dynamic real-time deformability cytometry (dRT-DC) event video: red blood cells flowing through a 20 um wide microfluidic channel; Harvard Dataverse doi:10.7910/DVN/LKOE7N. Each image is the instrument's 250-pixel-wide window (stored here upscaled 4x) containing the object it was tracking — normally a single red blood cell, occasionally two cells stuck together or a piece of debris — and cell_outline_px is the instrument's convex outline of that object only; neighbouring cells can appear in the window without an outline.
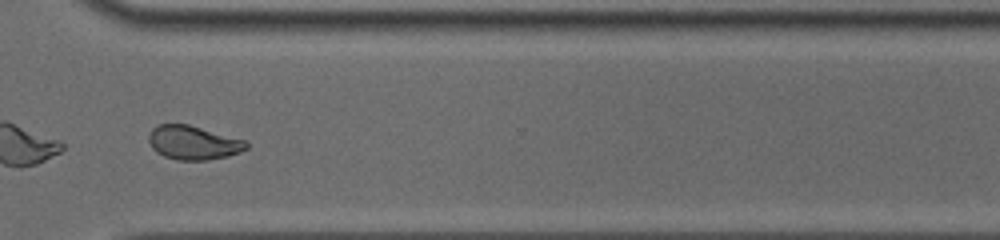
{"species": "common noctule bat (a hibernating species)", "species_latin": "Nyctalus noctula", "temperature_condition": "cold", "stored_images_in_passage": 28, "camera_frame_rate_fps": 3000, "um_per_image_px": 0.085, "animal": {"sex": "male", "body_mass_g": 19.0, "forearm_length_mm": 50.8}, "frame": {"image": 1, "passage_image": 24, "time_ms": 7.667, "image_size_px": [1000, 240], "cell_outline_px": [[248, 148], [240, 152], [228, 156], [208, 160], [176, 160], [164, 156], [156, 152], [152, 148], [148, 140], [148, 136], [152, 128], [156, 124], [188, 124], [248, 140]], "centroid_in_image_um": [16.44, 12.12], "position_along_channel_um": 354.2, "area_um2": 19.59}, "authors_computed_cell_mechanics": {"area_um2": 19.4497, "velocity_mm_per_s": 3.9519, "shape_relaxation_time_tau1_ms": null, "shape_relaxation_time_tau2_ms": 2.051, "deformation_change_tau1": null, "deformation_change_tau2": 0.0688}}